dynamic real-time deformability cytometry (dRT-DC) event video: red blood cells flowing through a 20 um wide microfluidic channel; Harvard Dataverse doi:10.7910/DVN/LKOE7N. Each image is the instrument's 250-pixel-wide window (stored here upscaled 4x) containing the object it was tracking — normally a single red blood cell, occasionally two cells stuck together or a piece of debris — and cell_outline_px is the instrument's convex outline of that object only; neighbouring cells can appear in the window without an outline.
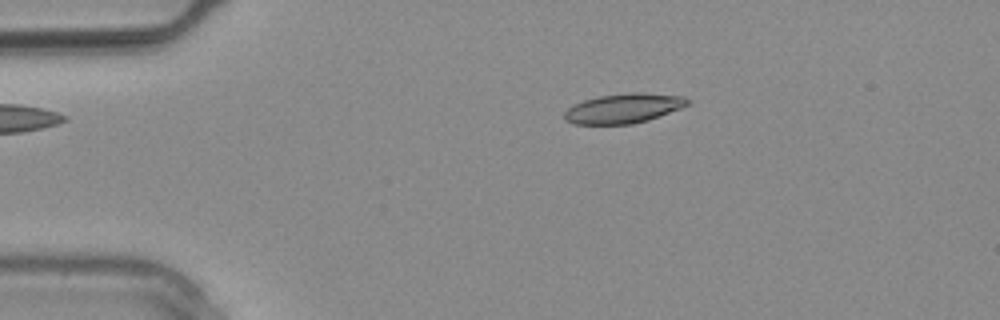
{"species": "common noctule bat (a hibernating species)", "species_latin": "Nyctalus noctula", "temperature_condition": "warm", "stored_images_in_passage": 13, "camera_frame_rate_fps": 3000, "um_per_image_px": 0.085, "animal": {"sex": "male", "body_mass_g": 20.4}, "frame": {"image": 1, "passage_image": 1, "time_ms": 0.0, "image_size_px": [1000, 320], "cell_outline_px": [[688, 104], [680, 108], [648, 120], [632, 124], [572, 124], [564, 120], [564, 112], [568, 108], [584, 100], [600, 96], [628, 92], [640, 92], [684, 96], [688, 100]], "centroid_in_image_um": [52.98, 9.21], "position_along_channel_um": 32.0, "area_um2": 21.15}}